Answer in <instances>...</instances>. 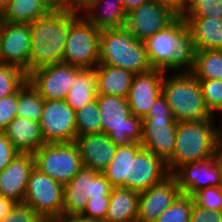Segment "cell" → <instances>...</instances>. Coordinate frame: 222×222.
Returning a JSON list of instances; mask_svg holds the SVG:
<instances>
[{
    "mask_svg": "<svg viewBox=\"0 0 222 222\" xmlns=\"http://www.w3.org/2000/svg\"><path fill=\"white\" fill-rule=\"evenodd\" d=\"M79 15L65 10H53L49 15L30 23L29 73L63 62L69 27Z\"/></svg>",
    "mask_w": 222,
    "mask_h": 222,
    "instance_id": "cell-1",
    "label": "cell"
},
{
    "mask_svg": "<svg viewBox=\"0 0 222 222\" xmlns=\"http://www.w3.org/2000/svg\"><path fill=\"white\" fill-rule=\"evenodd\" d=\"M214 119L177 122L175 150L166 162L170 174L184 164L206 160L219 152Z\"/></svg>",
    "mask_w": 222,
    "mask_h": 222,
    "instance_id": "cell-2",
    "label": "cell"
},
{
    "mask_svg": "<svg viewBox=\"0 0 222 222\" xmlns=\"http://www.w3.org/2000/svg\"><path fill=\"white\" fill-rule=\"evenodd\" d=\"M162 95L176 122L214 119L203 97L200 82L188 71H175L162 82Z\"/></svg>",
    "mask_w": 222,
    "mask_h": 222,
    "instance_id": "cell-3",
    "label": "cell"
},
{
    "mask_svg": "<svg viewBox=\"0 0 222 222\" xmlns=\"http://www.w3.org/2000/svg\"><path fill=\"white\" fill-rule=\"evenodd\" d=\"M98 65L116 66L134 74L153 69L145 42L137 40L125 27L100 30Z\"/></svg>",
    "mask_w": 222,
    "mask_h": 222,
    "instance_id": "cell-4",
    "label": "cell"
},
{
    "mask_svg": "<svg viewBox=\"0 0 222 222\" xmlns=\"http://www.w3.org/2000/svg\"><path fill=\"white\" fill-rule=\"evenodd\" d=\"M145 45L153 69L188 70L190 61L188 25L180 16L171 25L148 38Z\"/></svg>",
    "mask_w": 222,
    "mask_h": 222,
    "instance_id": "cell-5",
    "label": "cell"
},
{
    "mask_svg": "<svg viewBox=\"0 0 222 222\" xmlns=\"http://www.w3.org/2000/svg\"><path fill=\"white\" fill-rule=\"evenodd\" d=\"M96 100L101 115L102 133L116 144H141L142 119L131 114L126 98L98 94Z\"/></svg>",
    "mask_w": 222,
    "mask_h": 222,
    "instance_id": "cell-6",
    "label": "cell"
},
{
    "mask_svg": "<svg viewBox=\"0 0 222 222\" xmlns=\"http://www.w3.org/2000/svg\"><path fill=\"white\" fill-rule=\"evenodd\" d=\"M33 156L35 168L63 185L83 168L75 142L45 143Z\"/></svg>",
    "mask_w": 222,
    "mask_h": 222,
    "instance_id": "cell-7",
    "label": "cell"
},
{
    "mask_svg": "<svg viewBox=\"0 0 222 222\" xmlns=\"http://www.w3.org/2000/svg\"><path fill=\"white\" fill-rule=\"evenodd\" d=\"M63 194V184L34 167L23 203L30 205L44 222H59L62 220Z\"/></svg>",
    "mask_w": 222,
    "mask_h": 222,
    "instance_id": "cell-8",
    "label": "cell"
},
{
    "mask_svg": "<svg viewBox=\"0 0 222 222\" xmlns=\"http://www.w3.org/2000/svg\"><path fill=\"white\" fill-rule=\"evenodd\" d=\"M100 30L80 14L70 25L63 63L78 68H95L99 64Z\"/></svg>",
    "mask_w": 222,
    "mask_h": 222,
    "instance_id": "cell-9",
    "label": "cell"
},
{
    "mask_svg": "<svg viewBox=\"0 0 222 222\" xmlns=\"http://www.w3.org/2000/svg\"><path fill=\"white\" fill-rule=\"evenodd\" d=\"M171 174L167 163L139 143H129L128 189L138 193L164 181Z\"/></svg>",
    "mask_w": 222,
    "mask_h": 222,
    "instance_id": "cell-10",
    "label": "cell"
},
{
    "mask_svg": "<svg viewBox=\"0 0 222 222\" xmlns=\"http://www.w3.org/2000/svg\"><path fill=\"white\" fill-rule=\"evenodd\" d=\"M179 15L159 0H149L126 14L125 28L145 42L157 32L171 25Z\"/></svg>",
    "mask_w": 222,
    "mask_h": 222,
    "instance_id": "cell-11",
    "label": "cell"
},
{
    "mask_svg": "<svg viewBox=\"0 0 222 222\" xmlns=\"http://www.w3.org/2000/svg\"><path fill=\"white\" fill-rule=\"evenodd\" d=\"M39 125L45 143L74 142L76 113L65 100H44Z\"/></svg>",
    "mask_w": 222,
    "mask_h": 222,
    "instance_id": "cell-12",
    "label": "cell"
},
{
    "mask_svg": "<svg viewBox=\"0 0 222 222\" xmlns=\"http://www.w3.org/2000/svg\"><path fill=\"white\" fill-rule=\"evenodd\" d=\"M30 23L0 21V63L20 67L29 74Z\"/></svg>",
    "mask_w": 222,
    "mask_h": 222,
    "instance_id": "cell-13",
    "label": "cell"
},
{
    "mask_svg": "<svg viewBox=\"0 0 222 222\" xmlns=\"http://www.w3.org/2000/svg\"><path fill=\"white\" fill-rule=\"evenodd\" d=\"M80 69L63 62L48 65L29 73L28 81L44 100H65Z\"/></svg>",
    "mask_w": 222,
    "mask_h": 222,
    "instance_id": "cell-14",
    "label": "cell"
},
{
    "mask_svg": "<svg viewBox=\"0 0 222 222\" xmlns=\"http://www.w3.org/2000/svg\"><path fill=\"white\" fill-rule=\"evenodd\" d=\"M177 122L173 116H147L142 119V148L167 162L173 155Z\"/></svg>",
    "mask_w": 222,
    "mask_h": 222,
    "instance_id": "cell-15",
    "label": "cell"
},
{
    "mask_svg": "<svg viewBox=\"0 0 222 222\" xmlns=\"http://www.w3.org/2000/svg\"><path fill=\"white\" fill-rule=\"evenodd\" d=\"M182 194L193 196L196 192L221 185L218 153L206 160L190 162L172 174Z\"/></svg>",
    "mask_w": 222,
    "mask_h": 222,
    "instance_id": "cell-16",
    "label": "cell"
},
{
    "mask_svg": "<svg viewBox=\"0 0 222 222\" xmlns=\"http://www.w3.org/2000/svg\"><path fill=\"white\" fill-rule=\"evenodd\" d=\"M165 73L164 70L152 69L134 75L126 98L131 114L141 119L147 117L149 109L158 96L162 94V82Z\"/></svg>",
    "mask_w": 222,
    "mask_h": 222,
    "instance_id": "cell-17",
    "label": "cell"
},
{
    "mask_svg": "<svg viewBox=\"0 0 222 222\" xmlns=\"http://www.w3.org/2000/svg\"><path fill=\"white\" fill-rule=\"evenodd\" d=\"M180 194L178 182L172 174L161 183L140 192L137 222H155Z\"/></svg>",
    "mask_w": 222,
    "mask_h": 222,
    "instance_id": "cell-18",
    "label": "cell"
},
{
    "mask_svg": "<svg viewBox=\"0 0 222 222\" xmlns=\"http://www.w3.org/2000/svg\"><path fill=\"white\" fill-rule=\"evenodd\" d=\"M35 167L31 153H18L11 163L0 172V195L17 203L24 201L28 179Z\"/></svg>",
    "mask_w": 222,
    "mask_h": 222,
    "instance_id": "cell-19",
    "label": "cell"
},
{
    "mask_svg": "<svg viewBox=\"0 0 222 222\" xmlns=\"http://www.w3.org/2000/svg\"><path fill=\"white\" fill-rule=\"evenodd\" d=\"M74 142L78 147L83 167L100 173L112 161L117 147L104 133L77 136Z\"/></svg>",
    "mask_w": 222,
    "mask_h": 222,
    "instance_id": "cell-20",
    "label": "cell"
},
{
    "mask_svg": "<svg viewBox=\"0 0 222 222\" xmlns=\"http://www.w3.org/2000/svg\"><path fill=\"white\" fill-rule=\"evenodd\" d=\"M181 18L188 25L190 51L222 50V18Z\"/></svg>",
    "mask_w": 222,
    "mask_h": 222,
    "instance_id": "cell-21",
    "label": "cell"
},
{
    "mask_svg": "<svg viewBox=\"0 0 222 222\" xmlns=\"http://www.w3.org/2000/svg\"><path fill=\"white\" fill-rule=\"evenodd\" d=\"M4 133L19 153L34 154L45 144L39 122L27 118L15 117Z\"/></svg>",
    "mask_w": 222,
    "mask_h": 222,
    "instance_id": "cell-22",
    "label": "cell"
},
{
    "mask_svg": "<svg viewBox=\"0 0 222 222\" xmlns=\"http://www.w3.org/2000/svg\"><path fill=\"white\" fill-rule=\"evenodd\" d=\"M83 17L99 30L124 27L126 23L122 0H97L84 11Z\"/></svg>",
    "mask_w": 222,
    "mask_h": 222,
    "instance_id": "cell-23",
    "label": "cell"
},
{
    "mask_svg": "<svg viewBox=\"0 0 222 222\" xmlns=\"http://www.w3.org/2000/svg\"><path fill=\"white\" fill-rule=\"evenodd\" d=\"M97 94L127 98L134 73L110 65H97Z\"/></svg>",
    "mask_w": 222,
    "mask_h": 222,
    "instance_id": "cell-24",
    "label": "cell"
},
{
    "mask_svg": "<svg viewBox=\"0 0 222 222\" xmlns=\"http://www.w3.org/2000/svg\"><path fill=\"white\" fill-rule=\"evenodd\" d=\"M138 203V192L128 188L113 187L103 222H137Z\"/></svg>",
    "mask_w": 222,
    "mask_h": 222,
    "instance_id": "cell-25",
    "label": "cell"
},
{
    "mask_svg": "<svg viewBox=\"0 0 222 222\" xmlns=\"http://www.w3.org/2000/svg\"><path fill=\"white\" fill-rule=\"evenodd\" d=\"M53 10L46 0H11L0 14V21L33 23L49 15Z\"/></svg>",
    "mask_w": 222,
    "mask_h": 222,
    "instance_id": "cell-26",
    "label": "cell"
},
{
    "mask_svg": "<svg viewBox=\"0 0 222 222\" xmlns=\"http://www.w3.org/2000/svg\"><path fill=\"white\" fill-rule=\"evenodd\" d=\"M97 78L95 68H81L72 82L65 102L76 112L96 100Z\"/></svg>",
    "mask_w": 222,
    "mask_h": 222,
    "instance_id": "cell-27",
    "label": "cell"
},
{
    "mask_svg": "<svg viewBox=\"0 0 222 222\" xmlns=\"http://www.w3.org/2000/svg\"><path fill=\"white\" fill-rule=\"evenodd\" d=\"M113 186L103 173L83 167L67 184L64 192H84L86 198L110 195Z\"/></svg>",
    "mask_w": 222,
    "mask_h": 222,
    "instance_id": "cell-28",
    "label": "cell"
},
{
    "mask_svg": "<svg viewBox=\"0 0 222 222\" xmlns=\"http://www.w3.org/2000/svg\"><path fill=\"white\" fill-rule=\"evenodd\" d=\"M188 71L197 80L222 81V50L190 51Z\"/></svg>",
    "mask_w": 222,
    "mask_h": 222,
    "instance_id": "cell-29",
    "label": "cell"
},
{
    "mask_svg": "<svg viewBox=\"0 0 222 222\" xmlns=\"http://www.w3.org/2000/svg\"><path fill=\"white\" fill-rule=\"evenodd\" d=\"M44 99L27 80L18 90V105L16 117L38 121L43 112Z\"/></svg>",
    "mask_w": 222,
    "mask_h": 222,
    "instance_id": "cell-30",
    "label": "cell"
},
{
    "mask_svg": "<svg viewBox=\"0 0 222 222\" xmlns=\"http://www.w3.org/2000/svg\"><path fill=\"white\" fill-rule=\"evenodd\" d=\"M129 144L117 145L112 161L102 172L113 187L128 188Z\"/></svg>",
    "mask_w": 222,
    "mask_h": 222,
    "instance_id": "cell-31",
    "label": "cell"
},
{
    "mask_svg": "<svg viewBox=\"0 0 222 222\" xmlns=\"http://www.w3.org/2000/svg\"><path fill=\"white\" fill-rule=\"evenodd\" d=\"M75 113L77 136L102 133L101 115L97 100L88 103Z\"/></svg>",
    "mask_w": 222,
    "mask_h": 222,
    "instance_id": "cell-32",
    "label": "cell"
},
{
    "mask_svg": "<svg viewBox=\"0 0 222 222\" xmlns=\"http://www.w3.org/2000/svg\"><path fill=\"white\" fill-rule=\"evenodd\" d=\"M28 80L23 69L0 63V98L16 93Z\"/></svg>",
    "mask_w": 222,
    "mask_h": 222,
    "instance_id": "cell-33",
    "label": "cell"
},
{
    "mask_svg": "<svg viewBox=\"0 0 222 222\" xmlns=\"http://www.w3.org/2000/svg\"><path fill=\"white\" fill-rule=\"evenodd\" d=\"M193 203L192 196L181 193L155 222H190Z\"/></svg>",
    "mask_w": 222,
    "mask_h": 222,
    "instance_id": "cell-34",
    "label": "cell"
},
{
    "mask_svg": "<svg viewBox=\"0 0 222 222\" xmlns=\"http://www.w3.org/2000/svg\"><path fill=\"white\" fill-rule=\"evenodd\" d=\"M180 17L222 18V0H190Z\"/></svg>",
    "mask_w": 222,
    "mask_h": 222,
    "instance_id": "cell-35",
    "label": "cell"
},
{
    "mask_svg": "<svg viewBox=\"0 0 222 222\" xmlns=\"http://www.w3.org/2000/svg\"><path fill=\"white\" fill-rule=\"evenodd\" d=\"M198 81L210 113L214 116L215 112H222V81L217 79Z\"/></svg>",
    "mask_w": 222,
    "mask_h": 222,
    "instance_id": "cell-36",
    "label": "cell"
},
{
    "mask_svg": "<svg viewBox=\"0 0 222 222\" xmlns=\"http://www.w3.org/2000/svg\"><path fill=\"white\" fill-rule=\"evenodd\" d=\"M110 204V195H102L101 197H90L84 212L78 219L87 222H103Z\"/></svg>",
    "mask_w": 222,
    "mask_h": 222,
    "instance_id": "cell-37",
    "label": "cell"
},
{
    "mask_svg": "<svg viewBox=\"0 0 222 222\" xmlns=\"http://www.w3.org/2000/svg\"><path fill=\"white\" fill-rule=\"evenodd\" d=\"M87 201L84 192H64L62 220L78 218L84 212Z\"/></svg>",
    "mask_w": 222,
    "mask_h": 222,
    "instance_id": "cell-38",
    "label": "cell"
},
{
    "mask_svg": "<svg viewBox=\"0 0 222 222\" xmlns=\"http://www.w3.org/2000/svg\"><path fill=\"white\" fill-rule=\"evenodd\" d=\"M194 203L208 210L222 212V187H208L196 192L193 196Z\"/></svg>",
    "mask_w": 222,
    "mask_h": 222,
    "instance_id": "cell-39",
    "label": "cell"
},
{
    "mask_svg": "<svg viewBox=\"0 0 222 222\" xmlns=\"http://www.w3.org/2000/svg\"><path fill=\"white\" fill-rule=\"evenodd\" d=\"M0 222H44V220L30 205L21 202L16 203Z\"/></svg>",
    "mask_w": 222,
    "mask_h": 222,
    "instance_id": "cell-40",
    "label": "cell"
},
{
    "mask_svg": "<svg viewBox=\"0 0 222 222\" xmlns=\"http://www.w3.org/2000/svg\"><path fill=\"white\" fill-rule=\"evenodd\" d=\"M18 91L12 95L0 98V131H4L16 117Z\"/></svg>",
    "mask_w": 222,
    "mask_h": 222,
    "instance_id": "cell-41",
    "label": "cell"
},
{
    "mask_svg": "<svg viewBox=\"0 0 222 222\" xmlns=\"http://www.w3.org/2000/svg\"><path fill=\"white\" fill-rule=\"evenodd\" d=\"M18 153L4 131H0V172L11 163Z\"/></svg>",
    "mask_w": 222,
    "mask_h": 222,
    "instance_id": "cell-42",
    "label": "cell"
},
{
    "mask_svg": "<svg viewBox=\"0 0 222 222\" xmlns=\"http://www.w3.org/2000/svg\"><path fill=\"white\" fill-rule=\"evenodd\" d=\"M190 222H222V212L208 210L193 203Z\"/></svg>",
    "mask_w": 222,
    "mask_h": 222,
    "instance_id": "cell-43",
    "label": "cell"
},
{
    "mask_svg": "<svg viewBox=\"0 0 222 222\" xmlns=\"http://www.w3.org/2000/svg\"><path fill=\"white\" fill-rule=\"evenodd\" d=\"M147 116H173L171 108L162 94L153 103Z\"/></svg>",
    "mask_w": 222,
    "mask_h": 222,
    "instance_id": "cell-44",
    "label": "cell"
},
{
    "mask_svg": "<svg viewBox=\"0 0 222 222\" xmlns=\"http://www.w3.org/2000/svg\"><path fill=\"white\" fill-rule=\"evenodd\" d=\"M96 1L97 0H67V12L76 14L84 13V11Z\"/></svg>",
    "mask_w": 222,
    "mask_h": 222,
    "instance_id": "cell-45",
    "label": "cell"
},
{
    "mask_svg": "<svg viewBox=\"0 0 222 222\" xmlns=\"http://www.w3.org/2000/svg\"><path fill=\"white\" fill-rule=\"evenodd\" d=\"M162 4L172 8L179 16L186 10L190 0H159Z\"/></svg>",
    "mask_w": 222,
    "mask_h": 222,
    "instance_id": "cell-46",
    "label": "cell"
},
{
    "mask_svg": "<svg viewBox=\"0 0 222 222\" xmlns=\"http://www.w3.org/2000/svg\"><path fill=\"white\" fill-rule=\"evenodd\" d=\"M17 202L0 195V221L13 209Z\"/></svg>",
    "mask_w": 222,
    "mask_h": 222,
    "instance_id": "cell-47",
    "label": "cell"
},
{
    "mask_svg": "<svg viewBox=\"0 0 222 222\" xmlns=\"http://www.w3.org/2000/svg\"><path fill=\"white\" fill-rule=\"evenodd\" d=\"M149 0H122L123 7L125 13H129L130 11L138 8L139 6L143 5L144 3L148 2Z\"/></svg>",
    "mask_w": 222,
    "mask_h": 222,
    "instance_id": "cell-48",
    "label": "cell"
},
{
    "mask_svg": "<svg viewBox=\"0 0 222 222\" xmlns=\"http://www.w3.org/2000/svg\"><path fill=\"white\" fill-rule=\"evenodd\" d=\"M54 10L67 11V0H46Z\"/></svg>",
    "mask_w": 222,
    "mask_h": 222,
    "instance_id": "cell-49",
    "label": "cell"
},
{
    "mask_svg": "<svg viewBox=\"0 0 222 222\" xmlns=\"http://www.w3.org/2000/svg\"><path fill=\"white\" fill-rule=\"evenodd\" d=\"M222 114V112H221ZM217 140H218V144H219V149L222 150V120H221V124L220 127L217 126Z\"/></svg>",
    "mask_w": 222,
    "mask_h": 222,
    "instance_id": "cell-50",
    "label": "cell"
},
{
    "mask_svg": "<svg viewBox=\"0 0 222 222\" xmlns=\"http://www.w3.org/2000/svg\"><path fill=\"white\" fill-rule=\"evenodd\" d=\"M218 161L220 166V178H221V187H222V150H219L218 152Z\"/></svg>",
    "mask_w": 222,
    "mask_h": 222,
    "instance_id": "cell-51",
    "label": "cell"
},
{
    "mask_svg": "<svg viewBox=\"0 0 222 222\" xmlns=\"http://www.w3.org/2000/svg\"><path fill=\"white\" fill-rule=\"evenodd\" d=\"M11 0H0V14L2 13V11L6 8V6L8 5V3Z\"/></svg>",
    "mask_w": 222,
    "mask_h": 222,
    "instance_id": "cell-52",
    "label": "cell"
},
{
    "mask_svg": "<svg viewBox=\"0 0 222 222\" xmlns=\"http://www.w3.org/2000/svg\"><path fill=\"white\" fill-rule=\"evenodd\" d=\"M59 222H87V221H83L78 218H71V219L61 220Z\"/></svg>",
    "mask_w": 222,
    "mask_h": 222,
    "instance_id": "cell-53",
    "label": "cell"
}]
</instances>
